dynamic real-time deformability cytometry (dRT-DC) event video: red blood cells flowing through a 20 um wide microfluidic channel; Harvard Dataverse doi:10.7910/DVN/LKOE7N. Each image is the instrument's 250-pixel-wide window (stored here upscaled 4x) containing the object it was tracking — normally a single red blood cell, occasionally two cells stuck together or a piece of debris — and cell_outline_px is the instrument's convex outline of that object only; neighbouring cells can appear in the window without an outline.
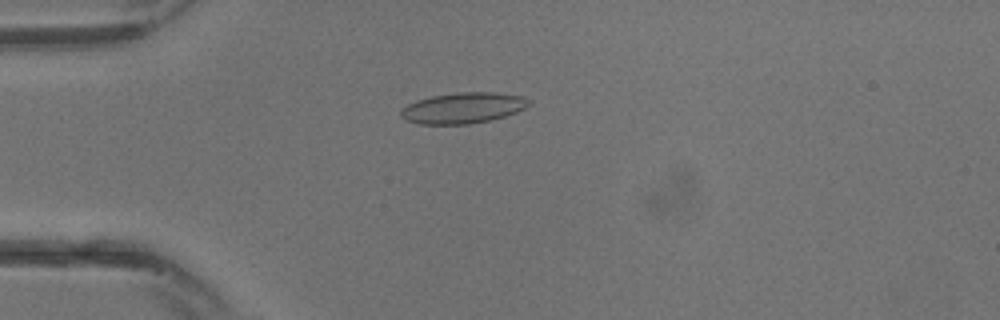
{"species": "common noctule bat (a hibernating species)", "species_latin": "Nyctalus noctula", "temperature_condition": "warm", "stored_images_in_passage": 7, "camera_frame_rate_fps": 3000, "um_per_image_px": 0.085, "animal": {"sex": "male", "body_mass_g": 13.3}, "frame": {"image": 1, "passage_image": 2, "time_ms": 0.333, "image_size_px": [1000, 320], "cell_outline_px": [[532, 104], [516, 112], [492, 120], [468, 124], [416, 124], [404, 120], [400, 116], [400, 112], [408, 104], [416, 100], [432, 96], [456, 92], [496, 92], [520, 96], [532, 100]], "centroid_in_image_um": [39.36, 9.18], "position_along_channel_um": 45.6, "area_um2": 23.18}}
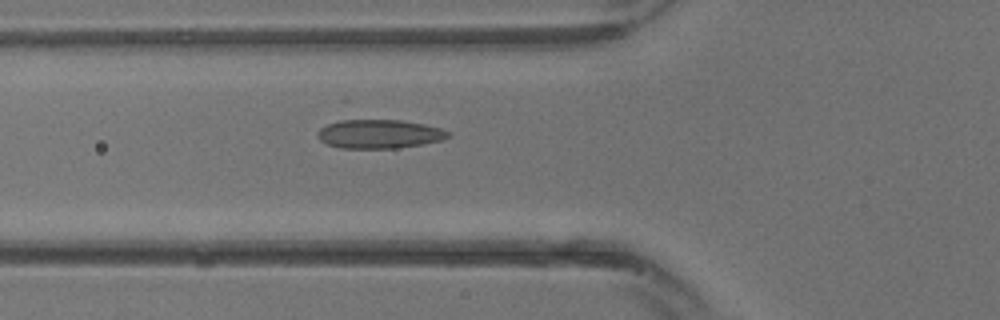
{"frame": {"image": 2, "passage_image": 5, "time_ms": 1.333, "image_size_px": [1000, 320], "cell_outline_px": [[452, 136], [444, 140], [396, 148], [340, 148], [328, 144], [320, 140], [316, 136], [316, 132], [320, 128], [328, 124], [348, 116], [400, 120], [424, 124], [440, 128], [452, 132]], "centroid_in_image_um": [32.19, 11.33], "position_along_channel_um": 93.6, "area_um2": 22.95}}
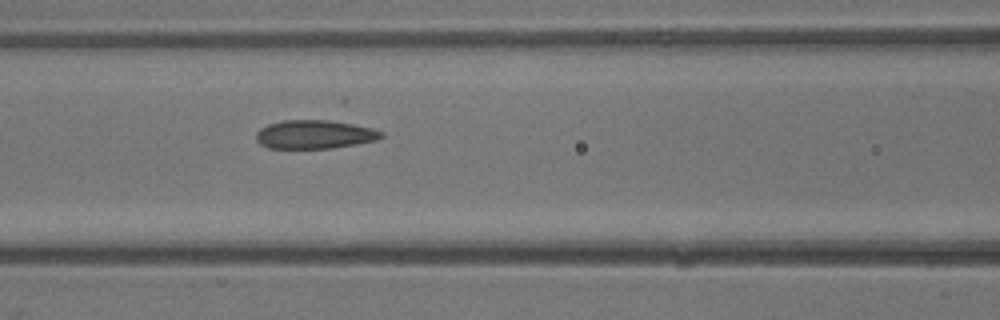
{"frame": {"image": 3, "passage_image": 7, "time_ms": 2.0, "image_size_px": [1000, 320], "cell_outline_px": [[384, 136], [376, 140], [356, 144], [332, 148], [268, 148], [260, 144], [256, 140], [256, 132], [260, 128], [268, 124], [284, 120], [328, 120], [352, 124], [372, 128], [384, 132]], "centroid_in_image_um": [26.73, 11.42], "position_along_channel_um": 139.9, "area_um2": 20.87}}